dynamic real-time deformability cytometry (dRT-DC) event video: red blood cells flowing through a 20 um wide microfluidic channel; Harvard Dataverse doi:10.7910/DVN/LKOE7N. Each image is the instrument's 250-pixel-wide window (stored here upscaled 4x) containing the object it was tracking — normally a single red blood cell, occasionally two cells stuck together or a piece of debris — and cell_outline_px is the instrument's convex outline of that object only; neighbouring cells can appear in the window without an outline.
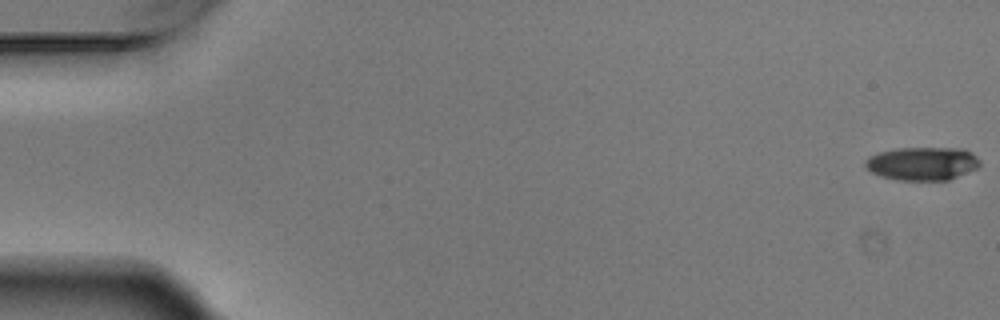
{"species": "Egyptian fruit bat (a non-hibernating species)", "species_latin": "Rousettus aegyptiacus", "temperature_condition": "warm", "stored_images_in_passage": 6, "camera_frame_rate_fps": 3000, "um_per_image_px": 0.085, "animal": {"sex": "male"}, "frame": {"image": 1, "passage_image": 1, "time_ms": 0.0, "image_size_px": [1000, 320], "cell_outline_px": [[980, 164], [976, 168], [948, 180], [900, 180], [880, 176], [872, 172], [864, 164], [864, 160], [868, 156], [880, 152], [896, 148], [964, 148], [972, 152], [980, 160]], "centroid_in_image_um": [78.39, 13.89], "position_along_channel_um": 6.6, "area_um2": 22.25}}